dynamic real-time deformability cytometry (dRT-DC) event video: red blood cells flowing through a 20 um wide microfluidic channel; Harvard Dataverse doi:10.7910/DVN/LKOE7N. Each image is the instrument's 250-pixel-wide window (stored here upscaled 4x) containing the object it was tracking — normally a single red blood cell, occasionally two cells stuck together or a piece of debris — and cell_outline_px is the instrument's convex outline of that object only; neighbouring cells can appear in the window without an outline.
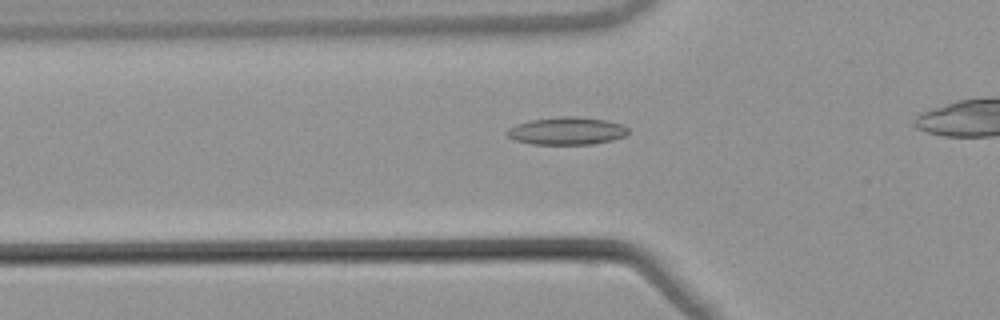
{"species": "common noctule bat (a hibernating species)", "species_latin": "Nyctalus noctula", "temperature_condition": "warm", "stored_images_in_passage": 40, "camera_frame_rate_fps": 3000, "um_per_image_px": 0.085, "animal": {"sex": "male", "body_mass_g": 21.5, "forearm_length_mm": 52.0}, "frame": {"image": 1, "passage_image": 13, "time_ms": 4.0, "image_size_px": [1000, 320], "cell_outline_px": [[628, 132], [624, 136], [612, 140], [592, 144], [532, 144], [516, 140], [508, 136], [504, 132], [508, 128], [516, 124], [532, 120], [560, 116], [576, 116], [604, 120], [624, 124], [628, 128]], "centroid_in_image_um": [48.17, 11.12], "position_along_channel_um": 77.6, "area_um2": 19.48}}
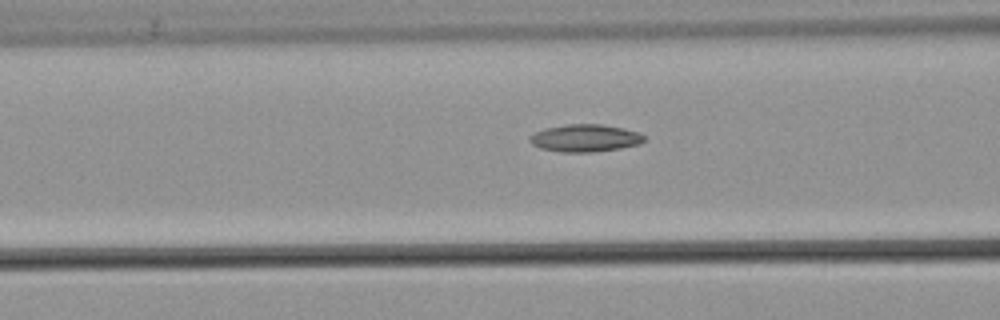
{"frame": {"image": 2, "passage_image": 16, "time_ms": 5.0, "image_size_px": [1000, 320], "cell_outline_px": [[644, 140], [640, 144], [620, 148], [592, 152], [560, 152], [540, 148], [532, 144], [528, 140], [536, 132], [544, 128], [568, 124], [600, 124], [624, 128], [640, 132], [644, 136]], "centroid_in_image_um": [49.75, 11.73], "position_along_channel_um": 116.9, "area_um2": 18.26}}
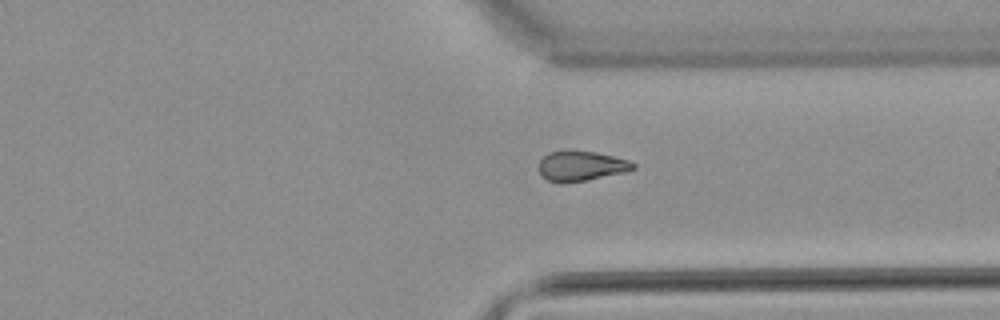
{"frame": {"image": 3, "passage_image": 35, "time_ms": 11.333, "image_size_px": [1000, 320], "cell_outline_px": [[636, 168], [624, 172], [588, 180], [548, 180], [540, 172], [540, 160], [548, 152], [568, 148], [596, 152], [628, 160], [636, 164]], "centroid_in_image_um": [49.43, 14.03], "position_along_channel_um": 362.0, "area_um2": 16.24}}